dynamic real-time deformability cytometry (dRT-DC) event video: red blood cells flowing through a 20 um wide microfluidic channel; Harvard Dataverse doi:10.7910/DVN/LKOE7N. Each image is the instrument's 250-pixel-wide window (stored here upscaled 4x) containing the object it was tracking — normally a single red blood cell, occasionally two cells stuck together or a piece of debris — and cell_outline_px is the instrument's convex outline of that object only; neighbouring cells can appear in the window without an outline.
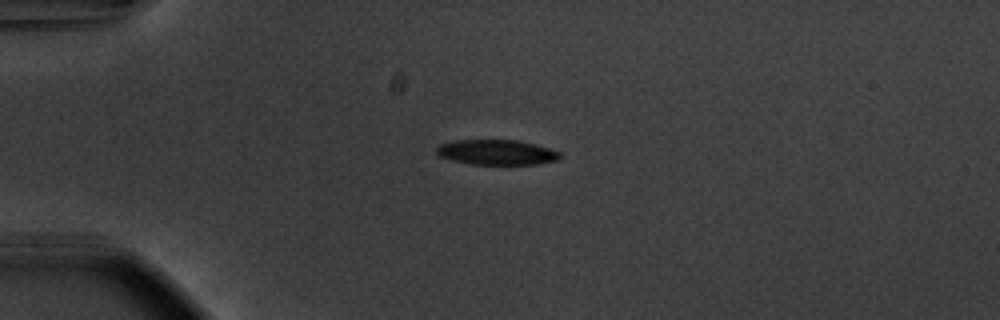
{"species": "common noctule bat (a hibernating species)", "species_latin": "Nyctalus noctula", "temperature_condition": "warm", "stored_images_in_passage": 42, "camera_frame_rate_fps": 3000, "um_per_image_px": 0.085, "animal": {"sex": "male", "body_mass_g": 20.1, "forearm_length_mm": 53.5}, "frame": {"image": 1, "passage_image": 1, "time_ms": 0.0, "image_size_px": [1000, 320], "cell_outline_px": [[560, 160], [536, 164], [468, 164], [452, 160], [440, 156], [436, 152], [436, 148], [440, 144], [456, 140], [516, 140], [536, 144], [560, 152]], "centroid_in_image_um": [42.22, 12.94], "position_along_channel_um": 42.8, "area_um2": 18.03}}
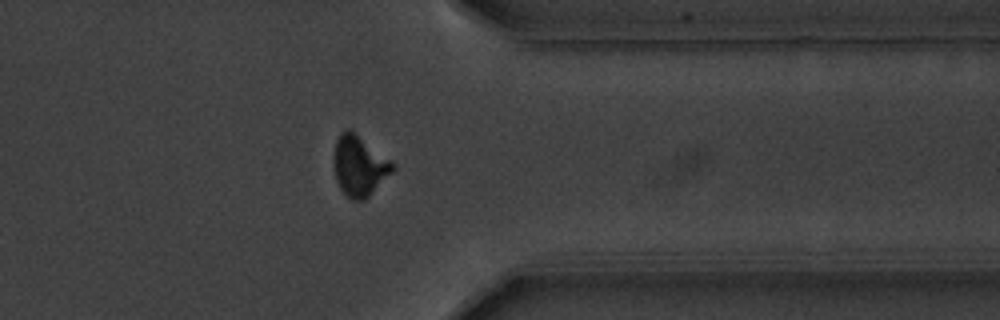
{"frame": {"image": 2, "passage_image": 31, "time_ms": 10.0, "image_size_px": [1000, 320], "cell_outline_px": [[396, 168], [364, 200], [352, 200], [340, 188], [336, 180], [332, 164], [332, 156], [336, 140], [340, 132], [348, 128], [392, 160], [396, 164]], "centroid_in_image_um": [30.52, 14.07], "position_along_channel_um": 380.9, "area_um2": 20.81}}
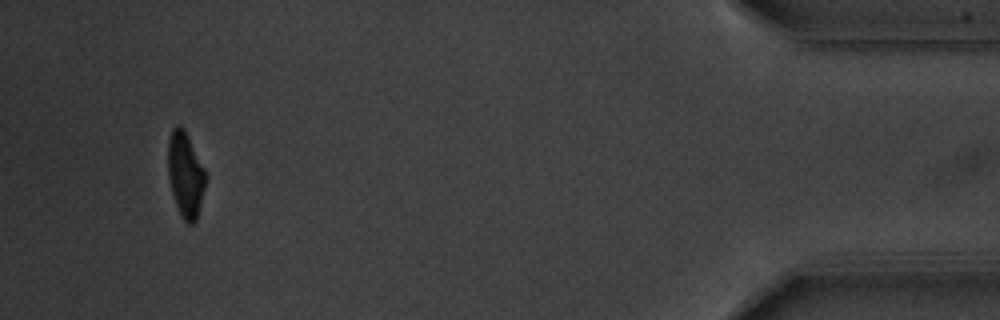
{"frame": {"image": 3, "passage_image": 39, "time_ms": 12.667, "image_size_px": [1000, 320], "cell_outline_px": [[208, 176], [196, 220], [192, 224], [188, 224], [180, 216], [172, 192], [168, 176], [168, 140], [172, 128], [176, 124], [180, 124], [184, 128]], "centroid_in_image_um": [15.76, 14.82], "position_along_channel_um": 419.4, "area_um2": 18.79}, "authors_computed_cell_mechanics": {"area_um2": 19.5075, "velocity_mm_per_s": 3.7257, "shape_relaxation_time_tau1_ms": 2.7537, "shape_relaxation_time_tau2_ms": 2.8941, "deformation_change_tau1": 0.1561, "deformation_change_tau2": 0.096}}